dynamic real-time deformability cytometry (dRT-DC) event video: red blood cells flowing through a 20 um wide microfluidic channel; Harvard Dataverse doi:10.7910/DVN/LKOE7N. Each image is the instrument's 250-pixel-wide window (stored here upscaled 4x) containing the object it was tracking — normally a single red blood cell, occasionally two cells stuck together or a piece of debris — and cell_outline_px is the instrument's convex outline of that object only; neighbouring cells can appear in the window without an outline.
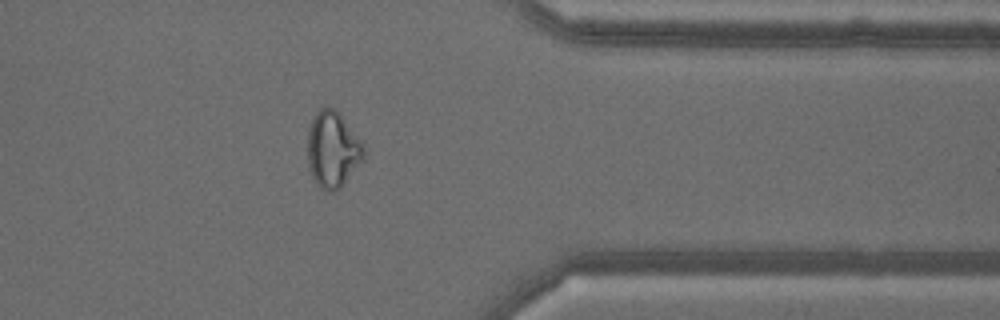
{"species": "common noctule bat (a hibernating species)", "species_latin": "Nyctalus noctula", "temperature_condition": "warm", "stored_images_in_passage": 52, "camera_frame_rate_fps": 3000, "um_per_image_px": 0.085, "animal": {"sex": "male", "body_mass_g": 18.8}, "frame": {"image": 1, "passage_image": 45, "time_ms": 14.667, "image_size_px": [1000, 320], "cell_outline_px": [[364, 160], [340, 188], [332, 192], [328, 192], [320, 188], [316, 184], [308, 168], [308, 132], [312, 120], [316, 112], [320, 108], [332, 108], [340, 112], [360, 140], [364, 148]], "centroid_in_image_um": [28.28, 12.73], "position_along_channel_um": 383.1, "area_um2": 24.97}, "authors_computed_cell_mechanics": {"area_um2": 24.9407, "velocity_mm_per_s": 3.6435, "shape_relaxation_time_tau1_ms": null, "shape_relaxation_time_tau2_ms": 1.2907, "deformation_change_tau1": null, "deformation_change_tau2": 0.0793}}